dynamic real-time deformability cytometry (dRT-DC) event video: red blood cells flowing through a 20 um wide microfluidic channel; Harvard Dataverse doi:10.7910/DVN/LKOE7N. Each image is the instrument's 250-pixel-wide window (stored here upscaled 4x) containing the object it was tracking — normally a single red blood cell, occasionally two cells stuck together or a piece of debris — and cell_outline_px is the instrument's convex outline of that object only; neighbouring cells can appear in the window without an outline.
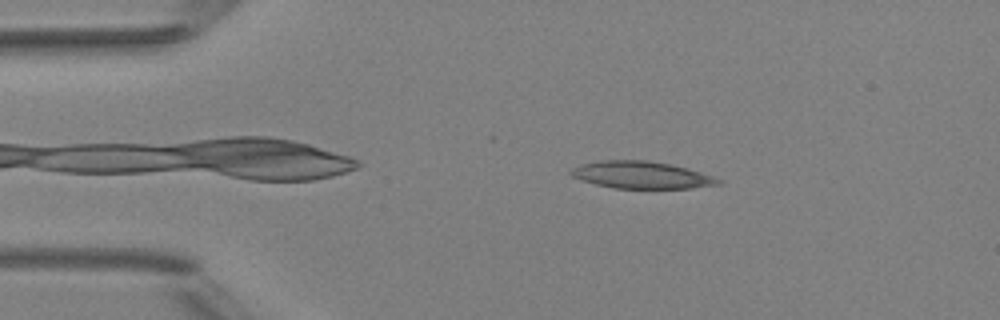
{"species": "Egyptian fruit bat (a non-hibernating species)", "species_latin": "Rousettus aegyptiacus", "temperature_condition": "room temperature", "stored_images_in_passage": 5, "camera_frame_rate_fps": 3000, "um_per_image_px": 0.085, "animal": {"sex": "female"}, "frame": {"image": 1, "passage_image": 2, "time_ms": 1.0, "image_size_px": [1000, 320], "cell_outline_px": [[724, 184], [692, 188], [612, 188], [580, 180], [572, 176], [568, 172], [572, 168], [580, 164], [600, 160], [648, 160], [688, 168], [724, 180]], "centroid_in_image_um": [54.53, 14.87], "position_along_channel_um": 30.5, "area_um2": 23.47}}
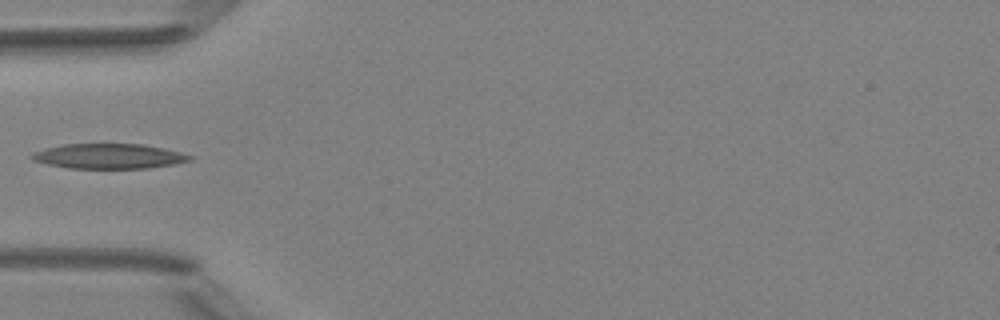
{"frame": {"image": 2, "passage_image": 4, "time_ms": 3.333, "image_size_px": [1000, 320], "cell_outline_px": [[196, 156], [192, 160], [172, 164], [148, 168], [68, 168], [48, 164], [32, 160], [28, 156], [32, 152], [44, 148], [64, 144], [144, 144], [164, 148]], "centroid_in_image_um": [9.24, 13.27], "position_along_channel_um": 75.8, "area_um2": 23.12}}
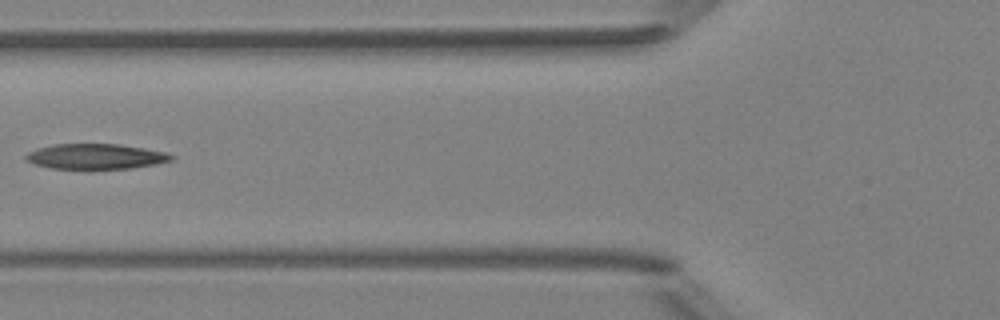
{"frame": {"image": 3, "passage_image": 5, "time_ms": 4.333, "image_size_px": [1000, 320], "cell_outline_px": [[176, 156], [172, 160], [156, 164], [132, 168], [92, 172], [52, 168], [36, 164], [28, 160], [24, 156], [28, 152], [36, 148], [52, 144], [120, 144], [144, 148], [164, 152]], "centroid_in_image_um": [8.13, 13.34], "position_along_channel_um": 117.7, "area_um2": 22.37}}